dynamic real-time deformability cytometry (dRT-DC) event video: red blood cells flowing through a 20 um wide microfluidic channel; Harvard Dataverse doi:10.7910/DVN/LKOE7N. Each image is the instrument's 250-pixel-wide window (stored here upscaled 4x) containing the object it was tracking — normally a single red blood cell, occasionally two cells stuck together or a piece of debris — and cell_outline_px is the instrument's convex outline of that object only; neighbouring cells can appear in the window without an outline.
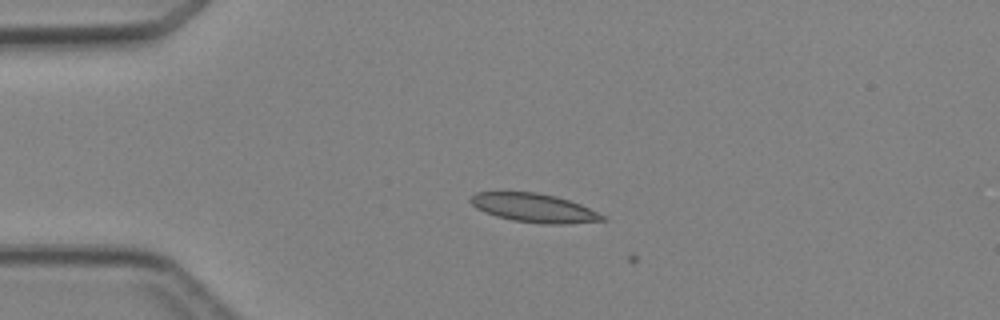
{"species": "Egyptian fruit bat (a non-hibernating species)", "species_latin": "Rousettus aegyptiacus", "temperature_condition": "cold", "stored_images_in_passage": 3, "camera_frame_rate_fps": 3000, "um_per_image_px": 0.085, "animal": {"sex": "female"}, "frame": {"image": 1, "passage_image": 2, "time_ms": 2.333, "image_size_px": [1000, 320], "cell_outline_px": [[608, 220], [564, 224], [540, 224], [512, 220], [496, 216], [484, 212], [476, 208], [468, 200], [476, 192], [536, 192], [556, 196], [580, 204], [604, 216]], "centroid_in_image_um": [45.37, 17.68], "position_along_channel_um": 39.6, "area_um2": 22.02}}